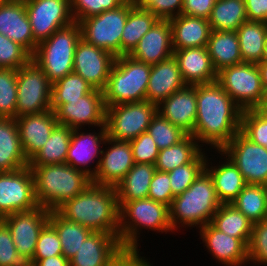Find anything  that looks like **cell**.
Listing matches in <instances>:
<instances>
[{
	"mask_svg": "<svg viewBox=\"0 0 267 266\" xmlns=\"http://www.w3.org/2000/svg\"><path fill=\"white\" fill-rule=\"evenodd\" d=\"M200 236L204 246L215 260L225 266L249 264L248 246L239 238L231 237L216 229L211 223L201 227Z\"/></svg>",
	"mask_w": 267,
	"mask_h": 266,
	"instance_id": "cell-21",
	"label": "cell"
},
{
	"mask_svg": "<svg viewBox=\"0 0 267 266\" xmlns=\"http://www.w3.org/2000/svg\"><path fill=\"white\" fill-rule=\"evenodd\" d=\"M248 21L267 23V0H245Z\"/></svg>",
	"mask_w": 267,
	"mask_h": 266,
	"instance_id": "cell-55",
	"label": "cell"
},
{
	"mask_svg": "<svg viewBox=\"0 0 267 266\" xmlns=\"http://www.w3.org/2000/svg\"><path fill=\"white\" fill-rule=\"evenodd\" d=\"M126 251L115 235L91 232L69 260L70 266H112Z\"/></svg>",
	"mask_w": 267,
	"mask_h": 266,
	"instance_id": "cell-18",
	"label": "cell"
},
{
	"mask_svg": "<svg viewBox=\"0 0 267 266\" xmlns=\"http://www.w3.org/2000/svg\"><path fill=\"white\" fill-rule=\"evenodd\" d=\"M194 86L197 114L193 137L221 150L240 131L242 109L217 81Z\"/></svg>",
	"mask_w": 267,
	"mask_h": 266,
	"instance_id": "cell-1",
	"label": "cell"
},
{
	"mask_svg": "<svg viewBox=\"0 0 267 266\" xmlns=\"http://www.w3.org/2000/svg\"><path fill=\"white\" fill-rule=\"evenodd\" d=\"M32 59V55L20 44L0 34V68L18 70Z\"/></svg>",
	"mask_w": 267,
	"mask_h": 266,
	"instance_id": "cell-47",
	"label": "cell"
},
{
	"mask_svg": "<svg viewBox=\"0 0 267 266\" xmlns=\"http://www.w3.org/2000/svg\"><path fill=\"white\" fill-rule=\"evenodd\" d=\"M28 164L15 119L0 117V172L16 171Z\"/></svg>",
	"mask_w": 267,
	"mask_h": 266,
	"instance_id": "cell-29",
	"label": "cell"
},
{
	"mask_svg": "<svg viewBox=\"0 0 267 266\" xmlns=\"http://www.w3.org/2000/svg\"><path fill=\"white\" fill-rule=\"evenodd\" d=\"M105 144L111 146L103 149L92 183L116 187L135 164L131 144L129 141H117L109 137L106 138Z\"/></svg>",
	"mask_w": 267,
	"mask_h": 266,
	"instance_id": "cell-20",
	"label": "cell"
},
{
	"mask_svg": "<svg viewBox=\"0 0 267 266\" xmlns=\"http://www.w3.org/2000/svg\"><path fill=\"white\" fill-rule=\"evenodd\" d=\"M80 39V25L74 22L38 43L32 60L52 84L73 72L75 48Z\"/></svg>",
	"mask_w": 267,
	"mask_h": 266,
	"instance_id": "cell-7",
	"label": "cell"
},
{
	"mask_svg": "<svg viewBox=\"0 0 267 266\" xmlns=\"http://www.w3.org/2000/svg\"><path fill=\"white\" fill-rule=\"evenodd\" d=\"M211 224L219 231L239 238L247 246L249 245L253 223L232 204H221Z\"/></svg>",
	"mask_w": 267,
	"mask_h": 266,
	"instance_id": "cell-37",
	"label": "cell"
},
{
	"mask_svg": "<svg viewBox=\"0 0 267 266\" xmlns=\"http://www.w3.org/2000/svg\"><path fill=\"white\" fill-rule=\"evenodd\" d=\"M34 177L29 166L0 172V217L37 208Z\"/></svg>",
	"mask_w": 267,
	"mask_h": 266,
	"instance_id": "cell-13",
	"label": "cell"
},
{
	"mask_svg": "<svg viewBox=\"0 0 267 266\" xmlns=\"http://www.w3.org/2000/svg\"><path fill=\"white\" fill-rule=\"evenodd\" d=\"M125 0H71V12L75 22L119 7Z\"/></svg>",
	"mask_w": 267,
	"mask_h": 266,
	"instance_id": "cell-48",
	"label": "cell"
},
{
	"mask_svg": "<svg viewBox=\"0 0 267 266\" xmlns=\"http://www.w3.org/2000/svg\"><path fill=\"white\" fill-rule=\"evenodd\" d=\"M129 13V0L119 7L79 22L81 38L115 57L121 56V37Z\"/></svg>",
	"mask_w": 267,
	"mask_h": 266,
	"instance_id": "cell-8",
	"label": "cell"
},
{
	"mask_svg": "<svg viewBox=\"0 0 267 266\" xmlns=\"http://www.w3.org/2000/svg\"><path fill=\"white\" fill-rule=\"evenodd\" d=\"M93 89L81 76L74 72L67 74L52 84L51 110L55 111L60 105L68 103V100H78Z\"/></svg>",
	"mask_w": 267,
	"mask_h": 266,
	"instance_id": "cell-41",
	"label": "cell"
},
{
	"mask_svg": "<svg viewBox=\"0 0 267 266\" xmlns=\"http://www.w3.org/2000/svg\"><path fill=\"white\" fill-rule=\"evenodd\" d=\"M174 53L172 47V28L169 20H159L139 41L129 55L146 64H156Z\"/></svg>",
	"mask_w": 267,
	"mask_h": 266,
	"instance_id": "cell-25",
	"label": "cell"
},
{
	"mask_svg": "<svg viewBox=\"0 0 267 266\" xmlns=\"http://www.w3.org/2000/svg\"><path fill=\"white\" fill-rule=\"evenodd\" d=\"M218 152L237 166L246 184L267 186V148L253 143L239 131Z\"/></svg>",
	"mask_w": 267,
	"mask_h": 266,
	"instance_id": "cell-12",
	"label": "cell"
},
{
	"mask_svg": "<svg viewBox=\"0 0 267 266\" xmlns=\"http://www.w3.org/2000/svg\"><path fill=\"white\" fill-rule=\"evenodd\" d=\"M151 65L129 55L115 58L103 90L105 107L146 101Z\"/></svg>",
	"mask_w": 267,
	"mask_h": 266,
	"instance_id": "cell-6",
	"label": "cell"
},
{
	"mask_svg": "<svg viewBox=\"0 0 267 266\" xmlns=\"http://www.w3.org/2000/svg\"><path fill=\"white\" fill-rule=\"evenodd\" d=\"M24 3L37 43L75 22L71 12V0H28Z\"/></svg>",
	"mask_w": 267,
	"mask_h": 266,
	"instance_id": "cell-14",
	"label": "cell"
},
{
	"mask_svg": "<svg viewBox=\"0 0 267 266\" xmlns=\"http://www.w3.org/2000/svg\"><path fill=\"white\" fill-rule=\"evenodd\" d=\"M230 204L253 224L264 221L267 216V186L246 184Z\"/></svg>",
	"mask_w": 267,
	"mask_h": 266,
	"instance_id": "cell-40",
	"label": "cell"
},
{
	"mask_svg": "<svg viewBox=\"0 0 267 266\" xmlns=\"http://www.w3.org/2000/svg\"><path fill=\"white\" fill-rule=\"evenodd\" d=\"M29 168L34 177L37 203L49 211H56L92 183L89 176L66 163Z\"/></svg>",
	"mask_w": 267,
	"mask_h": 266,
	"instance_id": "cell-3",
	"label": "cell"
},
{
	"mask_svg": "<svg viewBox=\"0 0 267 266\" xmlns=\"http://www.w3.org/2000/svg\"><path fill=\"white\" fill-rule=\"evenodd\" d=\"M129 142L131 144L134 163L155 165L159 149L147 131Z\"/></svg>",
	"mask_w": 267,
	"mask_h": 266,
	"instance_id": "cell-51",
	"label": "cell"
},
{
	"mask_svg": "<svg viewBox=\"0 0 267 266\" xmlns=\"http://www.w3.org/2000/svg\"><path fill=\"white\" fill-rule=\"evenodd\" d=\"M15 121L28 161L44 146L54 128L59 124L53 110L17 117Z\"/></svg>",
	"mask_w": 267,
	"mask_h": 266,
	"instance_id": "cell-22",
	"label": "cell"
},
{
	"mask_svg": "<svg viewBox=\"0 0 267 266\" xmlns=\"http://www.w3.org/2000/svg\"><path fill=\"white\" fill-rule=\"evenodd\" d=\"M147 132L151 135L159 150L181 141L187 134L165 119L159 112L152 118Z\"/></svg>",
	"mask_w": 267,
	"mask_h": 266,
	"instance_id": "cell-44",
	"label": "cell"
},
{
	"mask_svg": "<svg viewBox=\"0 0 267 266\" xmlns=\"http://www.w3.org/2000/svg\"><path fill=\"white\" fill-rule=\"evenodd\" d=\"M169 22L173 50L207 46L212 31L208 19L180 14Z\"/></svg>",
	"mask_w": 267,
	"mask_h": 266,
	"instance_id": "cell-28",
	"label": "cell"
},
{
	"mask_svg": "<svg viewBox=\"0 0 267 266\" xmlns=\"http://www.w3.org/2000/svg\"><path fill=\"white\" fill-rule=\"evenodd\" d=\"M158 106L149 101L121 103L106 107L107 137L130 141L146 132Z\"/></svg>",
	"mask_w": 267,
	"mask_h": 266,
	"instance_id": "cell-11",
	"label": "cell"
},
{
	"mask_svg": "<svg viewBox=\"0 0 267 266\" xmlns=\"http://www.w3.org/2000/svg\"><path fill=\"white\" fill-rule=\"evenodd\" d=\"M119 240L126 252H139L141 228L157 232H172L169 207L150 198L118 202Z\"/></svg>",
	"mask_w": 267,
	"mask_h": 266,
	"instance_id": "cell-4",
	"label": "cell"
},
{
	"mask_svg": "<svg viewBox=\"0 0 267 266\" xmlns=\"http://www.w3.org/2000/svg\"><path fill=\"white\" fill-rule=\"evenodd\" d=\"M203 151L191 162L173 169L169 174L173 196L176 197L188 189L205 170L207 156Z\"/></svg>",
	"mask_w": 267,
	"mask_h": 266,
	"instance_id": "cell-42",
	"label": "cell"
},
{
	"mask_svg": "<svg viewBox=\"0 0 267 266\" xmlns=\"http://www.w3.org/2000/svg\"><path fill=\"white\" fill-rule=\"evenodd\" d=\"M49 215L48 209L38 206L33 210L16 212L2 218L11 232L18 253L33 258L39 234L49 222Z\"/></svg>",
	"mask_w": 267,
	"mask_h": 266,
	"instance_id": "cell-17",
	"label": "cell"
},
{
	"mask_svg": "<svg viewBox=\"0 0 267 266\" xmlns=\"http://www.w3.org/2000/svg\"><path fill=\"white\" fill-rule=\"evenodd\" d=\"M258 65L260 75H261V82L264 91L267 93V63L266 62H261Z\"/></svg>",
	"mask_w": 267,
	"mask_h": 266,
	"instance_id": "cell-57",
	"label": "cell"
},
{
	"mask_svg": "<svg viewBox=\"0 0 267 266\" xmlns=\"http://www.w3.org/2000/svg\"><path fill=\"white\" fill-rule=\"evenodd\" d=\"M52 83L34 60L17 70L16 118L51 110Z\"/></svg>",
	"mask_w": 267,
	"mask_h": 266,
	"instance_id": "cell-10",
	"label": "cell"
},
{
	"mask_svg": "<svg viewBox=\"0 0 267 266\" xmlns=\"http://www.w3.org/2000/svg\"><path fill=\"white\" fill-rule=\"evenodd\" d=\"M248 258L254 265L267 264V222L254 223L248 245Z\"/></svg>",
	"mask_w": 267,
	"mask_h": 266,
	"instance_id": "cell-49",
	"label": "cell"
},
{
	"mask_svg": "<svg viewBox=\"0 0 267 266\" xmlns=\"http://www.w3.org/2000/svg\"><path fill=\"white\" fill-rule=\"evenodd\" d=\"M0 266H33L29 256L17 252L11 232L3 221L0 222Z\"/></svg>",
	"mask_w": 267,
	"mask_h": 266,
	"instance_id": "cell-46",
	"label": "cell"
},
{
	"mask_svg": "<svg viewBox=\"0 0 267 266\" xmlns=\"http://www.w3.org/2000/svg\"><path fill=\"white\" fill-rule=\"evenodd\" d=\"M240 132L253 143L267 148V119L256 109L242 110Z\"/></svg>",
	"mask_w": 267,
	"mask_h": 266,
	"instance_id": "cell-45",
	"label": "cell"
},
{
	"mask_svg": "<svg viewBox=\"0 0 267 266\" xmlns=\"http://www.w3.org/2000/svg\"><path fill=\"white\" fill-rule=\"evenodd\" d=\"M158 112L187 135L193 136L197 114L196 87L186 85L172 93L158 105Z\"/></svg>",
	"mask_w": 267,
	"mask_h": 266,
	"instance_id": "cell-24",
	"label": "cell"
},
{
	"mask_svg": "<svg viewBox=\"0 0 267 266\" xmlns=\"http://www.w3.org/2000/svg\"><path fill=\"white\" fill-rule=\"evenodd\" d=\"M115 58L113 54L81 38L75 48L73 72L81 76L94 89L103 91Z\"/></svg>",
	"mask_w": 267,
	"mask_h": 266,
	"instance_id": "cell-16",
	"label": "cell"
},
{
	"mask_svg": "<svg viewBox=\"0 0 267 266\" xmlns=\"http://www.w3.org/2000/svg\"><path fill=\"white\" fill-rule=\"evenodd\" d=\"M182 79L186 85L194 86L217 81L207 47L174 50Z\"/></svg>",
	"mask_w": 267,
	"mask_h": 266,
	"instance_id": "cell-27",
	"label": "cell"
},
{
	"mask_svg": "<svg viewBox=\"0 0 267 266\" xmlns=\"http://www.w3.org/2000/svg\"><path fill=\"white\" fill-rule=\"evenodd\" d=\"M12 1H23V2H25V1H28V0H12Z\"/></svg>",
	"mask_w": 267,
	"mask_h": 266,
	"instance_id": "cell-61",
	"label": "cell"
},
{
	"mask_svg": "<svg viewBox=\"0 0 267 266\" xmlns=\"http://www.w3.org/2000/svg\"><path fill=\"white\" fill-rule=\"evenodd\" d=\"M73 129L58 124L44 146L29 160L28 166L64 164Z\"/></svg>",
	"mask_w": 267,
	"mask_h": 266,
	"instance_id": "cell-34",
	"label": "cell"
},
{
	"mask_svg": "<svg viewBox=\"0 0 267 266\" xmlns=\"http://www.w3.org/2000/svg\"><path fill=\"white\" fill-rule=\"evenodd\" d=\"M206 47L217 73L243 63L236 31L212 30Z\"/></svg>",
	"mask_w": 267,
	"mask_h": 266,
	"instance_id": "cell-31",
	"label": "cell"
},
{
	"mask_svg": "<svg viewBox=\"0 0 267 266\" xmlns=\"http://www.w3.org/2000/svg\"><path fill=\"white\" fill-rule=\"evenodd\" d=\"M217 0H183V15L209 19Z\"/></svg>",
	"mask_w": 267,
	"mask_h": 266,
	"instance_id": "cell-54",
	"label": "cell"
},
{
	"mask_svg": "<svg viewBox=\"0 0 267 266\" xmlns=\"http://www.w3.org/2000/svg\"><path fill=\"white\" fill-rule=\"evenodd\" d=\"M221 206L213 181L204 170L193 184L182 194L173 198L169 207L173 231L181 226L201 228L211 223L214 214Z\"/></svg>",
	"mask_w": 267,
	"mask_h": 266,
	"instance_id": "cell-5",
	"label": "cell"
},
{
	"mask_svg": "<svg viewBox=\"0 0 267 266\" xmlns=\"http://www.w3.org/2000/svg\"><path fill=\"white\" fill-rule=\"evenodd\" d=\"M148 198L170 207L173 201V193L170 178L167 172L155 171L150 183Z\"/></svg>",
	"mask_w": 267,
	"mask_h": 266,
	"instance_id": "cell-53",
	"label": "cell"
},
{
	"mask_svg": "<svg viewBox=\"0 0 267 266\" xmlns=\"http://www.w3.org/2000/svg\"><path fill=\"white\" fill-rule=\"evenodd\" d=\"M261 62H266L267 63V36H266V39H265L264 50H263V55H262Z\"/></svg>",
	"mask_w": 267,
	"mask_h": 266,
	"instance_id": "cell-59",
	"label": "cell"
},
{
	"mask_svg": "<svg viewBox=\"0 0 267 266\" xmlns=\"http://www.w3.org/2000/svg\"><path fill=\"white\" fill-rule=\"evenodd\" d=\"M135 4L151 11L160 20H169L182 13L183 0H134Z\"/></svg>",
	"mask_w": 267,
	"mask_h": 266,
	"instance_id": "cell-52",
	"label": "cell"
},
{
	"mask_svg": "<svg viewBox=\"0 0 267 266\" xmlns=\"http://www.w3.org/2000/svg\"><path fill=\"white\" fill-rule=\"evenodd\" d=\"M185 86L177 59L172 55L159 63L151 65L146 101L158 106L172 93L183 89Z\"/></svg>",
	"mask_w": 267,
	"mask_h": 266,
	"instance_id": "cell-26",
	"label": "cell"
},
{
	"mask_svg": "<svg viewBox=\"0 0 267 266\" xmlns=\"http://www.w3.org/2000/svg\"><path fill=\"white\" fill-rule=\"evenodd\" d=\"M244 63L259 64L262 60L267 23L246 21L236 30Z\"/></svg>",
	"mask_w": 267,
	"mask_h": 266,
	"instance_id": "cell-36",
	"label": "cell"
},
{
	"mask_svg": "<svg viewBox=\"0 0 267 266\" xmlns=\"http://www.w3.org/2000/svg\"><path fill=\"white\" fill-rule=\"evenodd\" d=\"M208 20L212 30L236 31L248 21L245 0H217Z\"/></svg>",
	"mask_w": 267,
	"mask_h": 266,
	"instance_id": "cell-39",
	"label": "cell"
},
{
	"mask_svg": "<svg viewBox=\"0 0 267 266\" xmlns=\"http://www.w3.org/2000/svg\"><path fill=\"white\" fill-rule=\"evenodd\" d=\"M33 266H70L69 260L63 255L44 258L41 260H32Z\"/></svg>",
	"mask_w": 267,
	"mask_h": 266,
	"instance_id": "cell-56",
	"label": "cell"
},
{
	"mask_svg": "<svg viewBox=\"0 0 267 266\" xmlns=\"http://www.w3.org/2000/svg\"><path fill=\"white\" fill-rule=\"evenodd\" d=\"M49 223L59 236L62 253L67 260L76 254L83 241L92 232L86 226L65 219L57 211H50Z\"/></svg>",
	"mask_w": 267,
	"mask_h": 266,
	"instance_id": "cell-38",
	"label": "cell"
},
{
	"mask_svg": "<svg viewBox=\"0 0 267 266\" xmlns=\"http://www.w3.org/2000/svg\"><path fill=\"white\" fill-rule=\"evenodd\" d=\"M151 11L138 7L129 0V13L121 37V56L130 55L140 39L159 21Z\"/></svg>",
	"mask_w": 267,
	"mask_h": 266,
	"instance_id": "cell-32",
	"label": "cell"
},
{
	"mask_svg": "<svg viewBox=\"0 0 267 266\" xmlns=\"http://www.w3.org/2000/svg\"><path fill=\"white\" fill-rule=\"evenodd\" d=\"M54 112L58 123L71 129L82 130L83 125L106 126V107L101 90L93 89L78 100H68Z\"/></svg>",
	"mask_w": 267,
	"mask_h": 266,
	"instance_id": "cell-15",
	"label": "cell"
},
{
	"mask_svg": "<svg viewBox=\"0 0 267 266\" xmlns=\"http://www.w3.org/2000/svg\"><path fill=\"white\" fill-rule=\"evenodd\" d=\"M217 82L242 109H256L266 96L257 64L240 63L217 73Z\"/></svg>",
	"mask_w": 267,
	"mask_h": 266,
	"instance_id": "cell-9",
	"label": "cell"
},
{
	"mask_svg": "<svg viewBox=\"0 0 267 266\" xmlns=\"http://www.w3.org/2000/svg\"><path fill=\"white\" fill-rule=\"evenodd\" d=\"M17 70L0 68V117L16 118Z\"/></svg>",
	"mask_w": 267,
	"mask_h": 266,
	"instance_id": "cell-43",
	"label": "cell"
},
{
	"mask_svg": "<svg viewBox=\"0 0 267 266\" xmlns=\"http://www.w3.org/2000/svg\"><path fill=\"white\" fill-rule=\"evenodd\" d=\"M203 144L192 136L186 135L177 144L159 150L155 168L157 171L170 172L187 163H191L201 152Z\"/></svg>",
	"mask_w": 267,
	"mask_h": 266,
	"instance_id": "cell-35",
	"label": "cell"
},
{
	"mask_svg": "<svg viewBox=\"0 0 267 266\" xmlns=\"http://www.w3.org/2000/svg\"><path fill=\"white\" fill-rule=\"evenodd\" d=\"M65 219L119 238V207L116 189L91 183L56 210Z\"/></svg>",
	"mask_w": 267,
	"mask_h": 266,
	"instance_id": "cell-2",
	"label": "cell"
},
{
	"mask_svg": "<svg viewBox=\"0 0 267 266\" xmlns=\"http://www.w3.org/2000/svg\"><path fill=\"white\" fill-rule=\"evenodd\" d=\"M0 34L20 44L31 55L35 53L38 43L34 40L23 1L0 4Z\"/></svg>",
	"mask_w": 267,
	"mask_h": 266,
	"instance_id": "cell-23",
	"label": "cell"
},
{
	"mask_svg": "<svg viewBox=\"0 0 267 266\" xmlns=\"http://www.w3.org/2000/svg\"><path fill=\"white\" fill-rule=\"evenodd\" d=\"M63 255L59 236L55 228L48 222L39 234L32 260Z\"/></svg>",
	"mask_w": 267,
	"mask_h": 266,
	"instance_id": "cell-50",
	"label": "cell"
},
{
	"mask_svg": "<svg viewBox=\"0 0 267 266\" xmlns=\"http://www.w3.org/2000/svg\"><path fill=\"white\" fill-rule=\"evenodd\" d=\"M100 132L96 133H85L80 132L79 128L73 129L71 135V141L68 148V154L65 163L82 171L91 179L94 178L101 160V155L103 149L101 145H105L107 138V128L106 126H100ZM97 163L94 168H91L90 163ZM83 167V168H82ZM90 167V168H89Z\"/></svg>",
	"mask_w": 267,
	"mask_h": 266,
	"instance_id": "cell-19",
	"label": "cell"
},
{
	"mask_svg": "<svg viewBox=\"0 0 267 266\" xmlns=\"http://www.w3.org/2000/svg\"><path fill=\"white\" fill-rule=\"evenodd\" d=\"M222 164L209 165L206 159L205 171L211 177L216 195L221 204H230L245 187L246 182L237 166L226 156ZM210 166V167H209Z\"/></svg>",
	"mask_w": 267,
	"mask_h": 266,
	"instance_id": "cell-30",
	"label": "cell"
},
{
	"mask_svg": "<svg viewBox=\"0 0 267 266\" xmlns=\"http://www.w3.org/2000/svg\"><path fill=\"white\" fill-rule=\"evenodd\" d=\"M12 0H0V4H3V3H7V2H10Z\"/></svg>",
	"mask_w": 267,
	"mask_h": 266,
	"instance_id": "cell-60",
	"label": "cell"
},
{
	"mask_svg": "<svg viewBox=\"0 0 267 266\" xmlns=\"http://www.w3.org/2000/svg\"><path fill=\"white\" fill-rule=\"evenodd\" d=\"M155 171V165L135 163L126 176L115 187L117 201L130 202L148 198L150 183Z\"/></svg>",
	"mask_w": 267,
	"mask_h": 266,
	"instance_id": "cell-33",
	"label": "cell"
},
{
	"mask_svg": "<svg viewBox=\"0 0 267 266\" xmlns=\"http://www.w3.org/2000/svg\"><path fill=\"white\" fill-rule=\"evenodd\" d=\"M256 110L267 119V94Z\"/></svg>",
	"mask_w": 267,
	"mask_h": 266,
	"instance_id": "cell-58",
	"label": "cell"
}]
</instances>
